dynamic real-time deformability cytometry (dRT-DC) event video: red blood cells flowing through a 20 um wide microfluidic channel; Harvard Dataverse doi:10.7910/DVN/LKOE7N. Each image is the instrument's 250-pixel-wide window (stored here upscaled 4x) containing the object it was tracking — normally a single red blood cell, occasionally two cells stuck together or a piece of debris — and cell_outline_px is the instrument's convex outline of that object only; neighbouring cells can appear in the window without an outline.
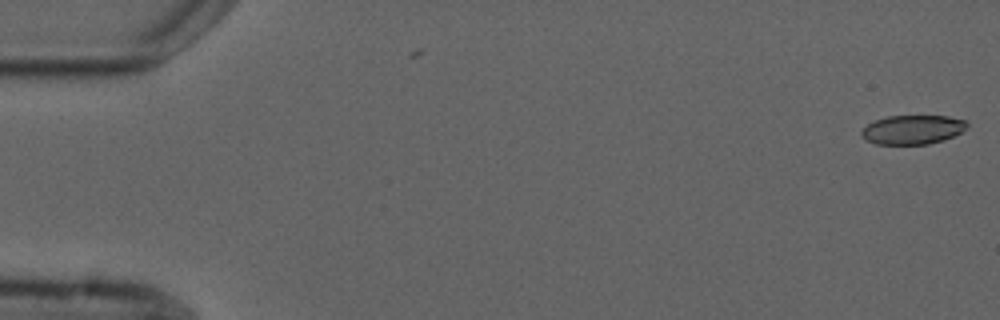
{"species": "common noctule bat (a hibernating species)", "species_latin": "Nyctalus noctula", "temperature_condition": "cold", "stored_images_in_passage": 11, "camera_frame_rate_fps": 3000, "um_per_image_px": 0.085, "animal": {"sex": "male", "forearm_length_mm": 52.5}, "frame": {"image": 1, "passage_image": 1, "time_ms": 0.0, "image_size_px": [1000, 320], "cell_outline_px": [[968, 128], [944, 140], [928, 144], [876, 144], [868, 140], [860, 132], [868, 124], [876, 120], [888, 116], [948, 116], [968, 120]], "centroid_in_image_um": [77.63, 11.01], "position_along_channel_um": 7.4, "area_um2": 17.8}}
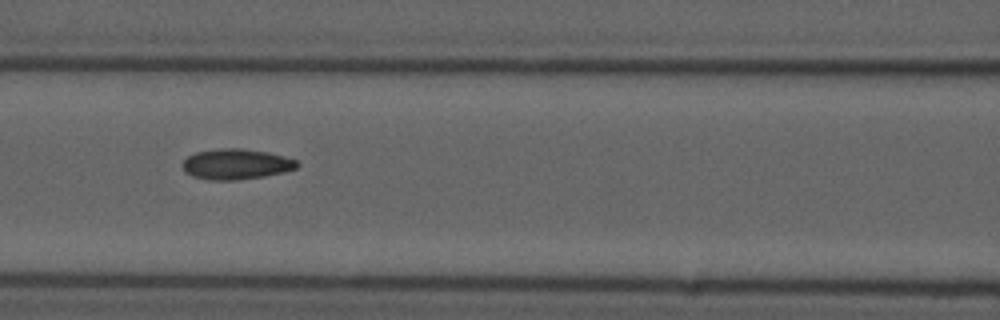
{"frame": {"image": 2, "passage_image": 7, "time_ms": 7.667, "image_size_px": [1000, 320], "cell_outline_px": [[300, 164], [296, 168], [284, 172], [264, 176], [236, 180], [208, 180], [192, 176], [184, 172], [184, 160], [188, 156], [196, 152], [220, 148], [240, 148], [268, 152], [284, 156], [296, 160]], "centroid_in_image_um": [20.08, 13.95], "position_along_channel_um": 146.5, "area_um2": 20.35}}
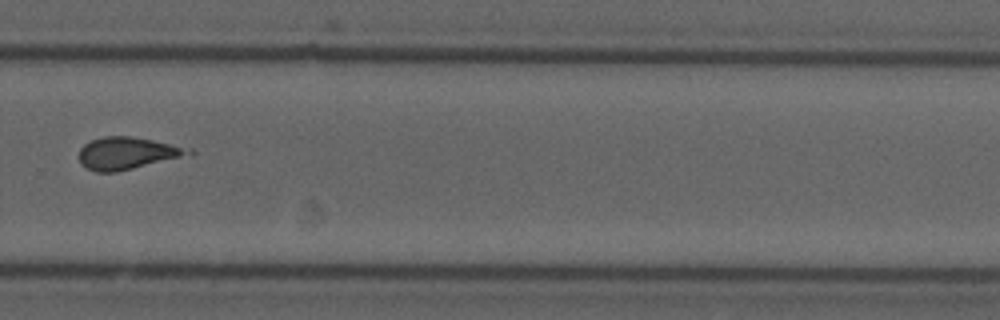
{"frame": {"image": 3, "passage_image": 11, "time_ms": 12.333, "image_size_px": [1000, 320], "cell_outline_px": [[196, 152], [116, 172], [96, 172], [80, 164], [80, 148], [84, 144], [92, 140], [104, 136], [128, 136], [152, 140], [192, 148]], "centroid_in_image_um": [10.77, 13.01], "position_along_channel_um": 319.0, "area_um2": 20.06}}